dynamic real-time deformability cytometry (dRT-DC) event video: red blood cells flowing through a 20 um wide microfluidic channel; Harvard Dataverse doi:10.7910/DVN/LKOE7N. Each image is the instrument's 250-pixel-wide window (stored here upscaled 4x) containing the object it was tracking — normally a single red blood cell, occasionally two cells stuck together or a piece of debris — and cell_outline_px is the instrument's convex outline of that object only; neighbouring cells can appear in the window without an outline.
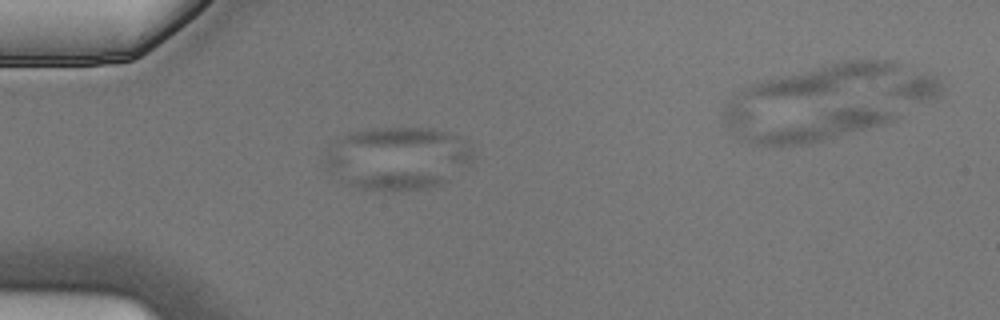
{"species": "Egyptian fruit bat (a non-hibernating species)", "species_latin": "Rousettus aegyptiacus", "temperature_condition": "cold", "stored_images_in_passage": 6, "camera_frame_rate_fps": 3000, "um_per_image_px": 0.085, "animal": {"sex": "male"}, "frame": {"image": 1, "passage_image": 5, "time_ms": 1.333, "image_size_px": [1000, 320], "cell_outline_px": [[448, 180], [440, 184], [412, 192], [372, 192], [356, 188], [348, 184], [348, 180], [364, 176], [384, 172], [408, 172], [440, 176]], "centroid_in_image_um": [33.66, 15.47], "position_along_channel_um": 51.3, "area_um2": 10.69}}